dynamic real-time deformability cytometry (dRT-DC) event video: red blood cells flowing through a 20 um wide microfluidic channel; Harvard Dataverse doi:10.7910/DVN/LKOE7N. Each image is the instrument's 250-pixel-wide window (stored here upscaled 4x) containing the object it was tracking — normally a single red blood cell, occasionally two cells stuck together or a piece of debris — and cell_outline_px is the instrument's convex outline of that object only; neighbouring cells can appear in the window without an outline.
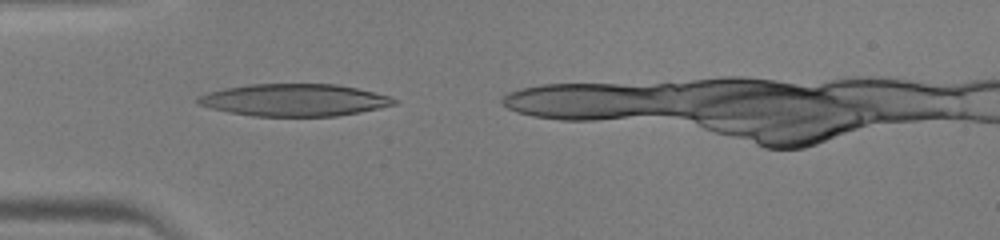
{"species": "human", "species_latin": "Homo sapiens", "temperature_condition": "warm", "stored_images_in_passage": 27, "camera_frame_rate_fps": 3000, "um_per_image_px": 0.085, "donor": {"sex": "male"}, "frame": {"image": 1, "passage_image": 3, "time_ms": 0.667, "image_size_px": [1000, 240], "cell_outline_px": [[400, 100], [396, 104], [360, 112], [336, 116], [252, 116], [228, 112], [196, 104], [196, 96], [208, 92], [224, 88], [248, 84], [336, 84], [356, 88], [388, 96]], "centroid_in_image_um": [24.97, 8.5], "position_along_channel_um": 60.0, "area_um2": 36.88}}
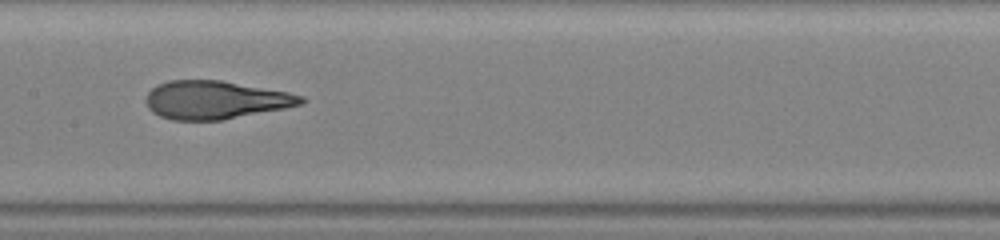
{"frame": {"image": 2, "passage_image": 12, "time_ms": 3.667, "image_size_px": [1000, 240], "cell_outline_px": [[304, 100], [300, 104], [284, 108], [220, 120], [172, 120], [160, 116], [152, 112], [148, 108], [148, 92], [152, 88], [168, 80], [220, 80], [288, 92], [304, 96]], "centroid_in_image_um": [18.29, 8.49], "position_along_channel_um": 189.1, "area_um2": 34.04}}
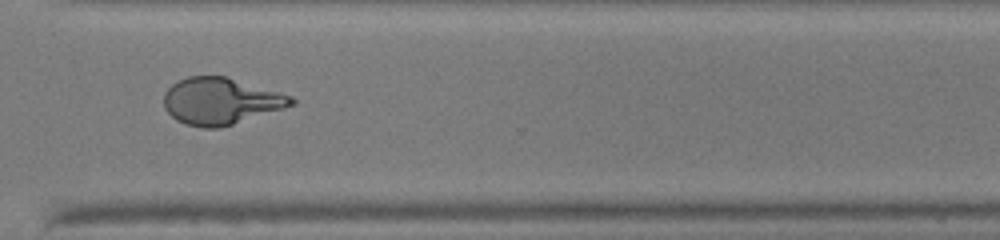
{"frame": {"image": 3, "passage_image": 23, "time_ms": 7.333, "image_size_px": [1000, 240], "cell_outline_px": [[296, 104], [284, 108], [220, 128], [204, 128], [188, 124], [176, 120], [164, 108], [164, 92], [172, 84], [188, 76], [224, 76], [292, 96], [296, 100]], "centroid_in_image_um": [18.75, 8.6], "position_along_channel_um": 351.9, "area_um2": 34.39}}